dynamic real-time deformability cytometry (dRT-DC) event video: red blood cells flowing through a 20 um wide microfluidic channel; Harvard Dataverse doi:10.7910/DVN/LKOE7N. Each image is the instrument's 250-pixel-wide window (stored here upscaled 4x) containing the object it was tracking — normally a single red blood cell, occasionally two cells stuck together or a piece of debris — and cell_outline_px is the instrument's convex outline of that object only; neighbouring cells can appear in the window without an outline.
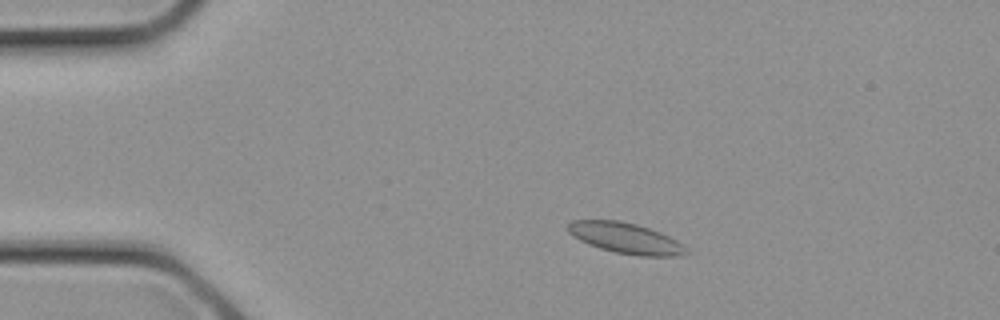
{"species": "common noctule bat (a hibernating species)", "species_latin": "Nyctalus noctula", "temperature_condition": "cold", "stored_images_in_passage": 14, "camera_frame_rate_fps": 3000, "um_per_image_px": 0.085, "animal": {"sex": "female", "body_mass_g": 21.9}, "frame": {"image": 1, "passage_image": 4, "time_ms": 1.0, "image_size_px": [1000, 320], "cell_outline_px": [[692, 252], [684, 256], [640, 256], [616, 252], [600, 248], [588, 244], [572, 236], [568, 232], [568, 224], [572, 220], [620, 220], [636, 224], [660, 232], [684, 244]], "centroid_in_image_um": [53.23, 20.25], "position_along_channel_um": 31.8, "area_um2": 21.33}}
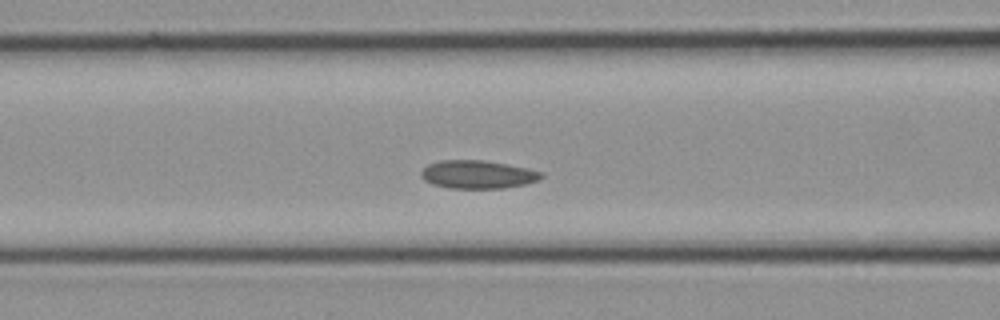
{"frame": {"image": 2, "passage_image": 10, "time_ms": 3.0, "image_size_px": [1000, 320], "cell_outline_px": [[544, 176], [540, 180], [524, 184], [504, 188], [448, 188], [432, 184], [424, 180], [420, 176], [420, 172], [428, 164], [440, 160], [484, 160], [508, 164], [528, 168], [544, 172]], "centroid_in_image_um": [40.62, 14.82], "position_along_channel_um": 126.0, "area_um2": 19.94}}
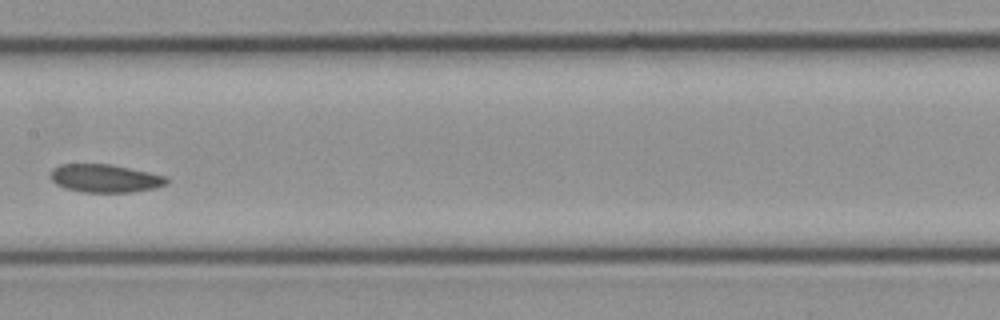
{"frame": {"image": 3, "passage_image": 13, "time_ms": 4.0, "image_size_px": [1000, 320], "cell_outline_px": [[168, 184], [156, 188], [132, 192], [84, 192], [64, 188], [56, 184], [48, 176], [52, 168], [60, 164], [112, 164], [168, 176]], "centroid_in_image_um": [8.93, 15.15], "position_along_channel_um": 198.5, "area_um2": 19.31}}